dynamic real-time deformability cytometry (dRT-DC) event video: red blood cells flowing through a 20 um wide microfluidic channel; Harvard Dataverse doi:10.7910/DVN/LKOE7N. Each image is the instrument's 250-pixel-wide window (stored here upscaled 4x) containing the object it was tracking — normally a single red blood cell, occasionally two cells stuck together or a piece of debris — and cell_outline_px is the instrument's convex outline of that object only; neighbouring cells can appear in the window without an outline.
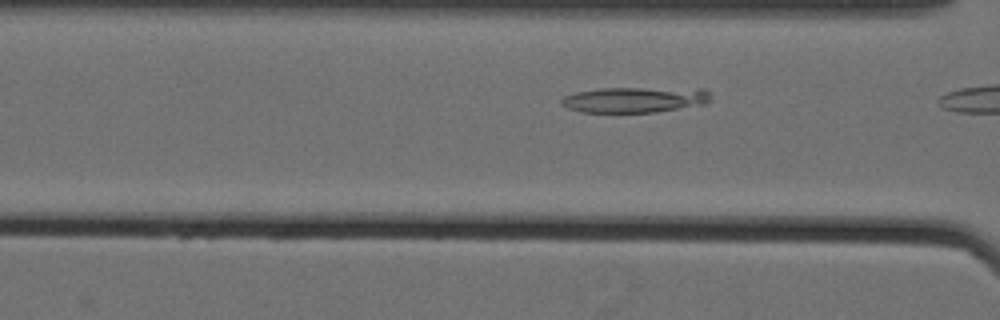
{"species": "Egyptian fruit bat (a non-hibernating species)", "species_latin": "Rousettus aegyptiacus", "temperature_condition": "cold", "stored_images_in_passage": 6, "camera_frame_rate_fps": 3000, "um_per_image_px": 0.085, "animal": {"sex": "female"}, "frame": {"image": 1, "passage_image": 5, "time_ms": 1.333, "image_size_px": [1000, 320], "cell_outline_px": [[708, 100], [704, 104], [656, 112], [580, 112], [568, 108], [560, 104], [560, 100], [564, 96], [576, 92], [600, 88], [704, 88], [708, 92]], "centroid_in_image_um": [53.92, 8.47], "position_along_channel_um": 112.7, "area_um2": 22.25}}